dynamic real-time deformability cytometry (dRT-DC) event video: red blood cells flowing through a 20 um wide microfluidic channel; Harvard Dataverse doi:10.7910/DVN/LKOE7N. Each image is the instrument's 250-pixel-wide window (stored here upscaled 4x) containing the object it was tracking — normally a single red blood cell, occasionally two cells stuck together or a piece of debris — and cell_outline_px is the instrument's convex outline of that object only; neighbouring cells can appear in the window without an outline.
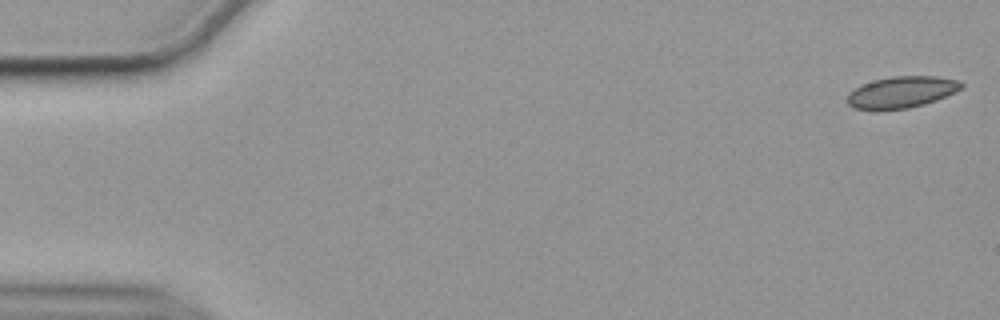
{"species": "common noctule bat (a hibernating species)", "species_latin": "Nyctalus noctula", "temperature_condition": "cold", "stored_images_in_passage": 56, "camera_frame_rate_fps": 3000, "um_per_image_px": 0.085, "animal": {"sex": "female", "body_mass_g": 19.9}, "frame": {"image": 1, "passage_image": 1, "time_ms": 0.0, "image_size_px": [1000, 320], "cell_outline_px": [[964, 88], [936, 100], [924, 104], [908, 108], [876, 112], [872, 112], [856, 108], [848, 104], [848, 92], [860, 84], [872, 80], [892, 76], [936, 76], [960, 80], [964, 84]], "centroid_in_image_um": [76.6, 7.85], "position_along_channel_um": 8.4, "area_um2": 21.56}}
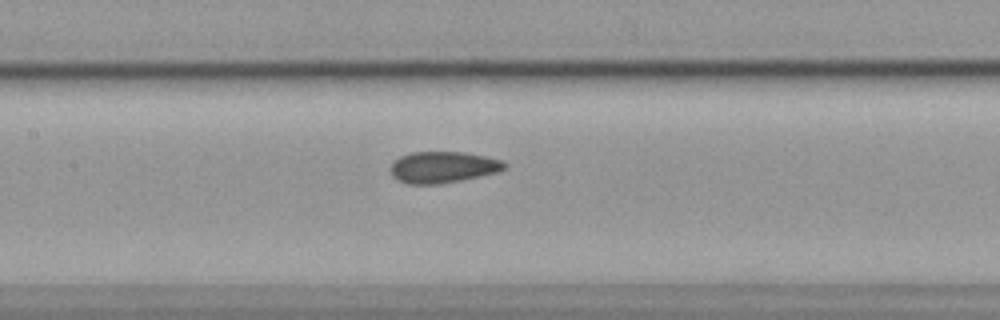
{"frame": {"image": 2, "passage_image": 26, "time_ms": 8.333, "image_size_px": [1000, 320], "cell_outline_px": [[508, 168], [500, 172], [440, 184], [408, 184], [396, 180], [392, 176], [388, 168], [392, 160], [400, 156], [412, 152], [464, 152], [504, 160], [508, 164]], "centroid_in_image_um": [37.64, 14.21], "position_along_channel_um": 169.8, "area_um2": 21.33}}
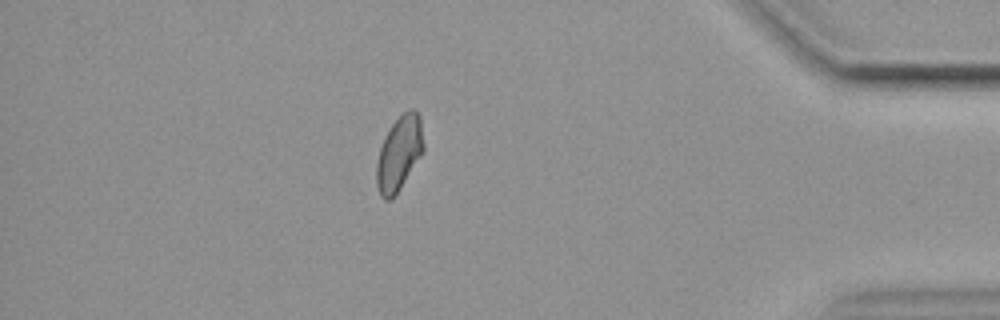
{"frame": {"image": 3, "passage_image": 49, "time_ms": 16.0, "image_size_px": [1000, 320], "cell_outline_px": [[424, 152], [392, 200], [384, 200], [380, 196], [376, 184], [376, 164], [380, 148], [384, 136], [392, 124], [408, 108], [416, 108], [420, 116], [424, 144]], "centroid_in_image_um": [33.93, 13.03], "position_along_channel_um": 401.3, "area_um2": 20.69}, "authors_computed_cell_mechanics": {"area_um2": 20.8658, "velocity_mm_per_s": 3.5486, "shape_relaxation_time_tau1_ms": null, "shape_relaxation_time_tau2_ms": 1.5928, "deformation_change_tau1": null, "deformation_change_tau2": 0.0625}}